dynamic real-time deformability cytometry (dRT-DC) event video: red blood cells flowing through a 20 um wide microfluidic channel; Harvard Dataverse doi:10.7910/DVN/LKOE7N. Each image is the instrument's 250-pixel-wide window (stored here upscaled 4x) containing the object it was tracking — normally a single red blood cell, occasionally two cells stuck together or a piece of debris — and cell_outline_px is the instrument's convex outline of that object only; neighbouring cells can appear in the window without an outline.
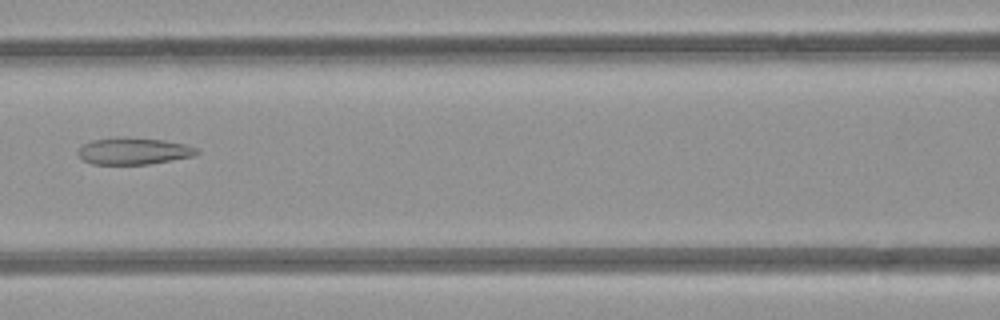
{"species": "common noctule bat (a hibernating species)", "species_latin": "Nyctalus noctula", "temperature_condition": "room temperature", "stored_images_in_passage": 4, "camera_frame_rate_fps": 3000, "um_per_image_px": 0.085, "animal": {"sex": "female", "body_mass_g": 21.9}, "frame": {"image": 1, "passage_image": 4, "time_ms": 3.333, "image_size_px": [1000, 320], "cell_outline_px": [[200, 152], [192, 156], [172, 160], [148, 164], [92, 164], [84, 160], [80, 156], [80, 148], [84, 144], [92, 140], [160, 140], [184, 144], [196, 148]], "centroid_in_image_um": [11.4, 12.89], "position_along_channel_um": 155.2, "area_um2": 17.28}}